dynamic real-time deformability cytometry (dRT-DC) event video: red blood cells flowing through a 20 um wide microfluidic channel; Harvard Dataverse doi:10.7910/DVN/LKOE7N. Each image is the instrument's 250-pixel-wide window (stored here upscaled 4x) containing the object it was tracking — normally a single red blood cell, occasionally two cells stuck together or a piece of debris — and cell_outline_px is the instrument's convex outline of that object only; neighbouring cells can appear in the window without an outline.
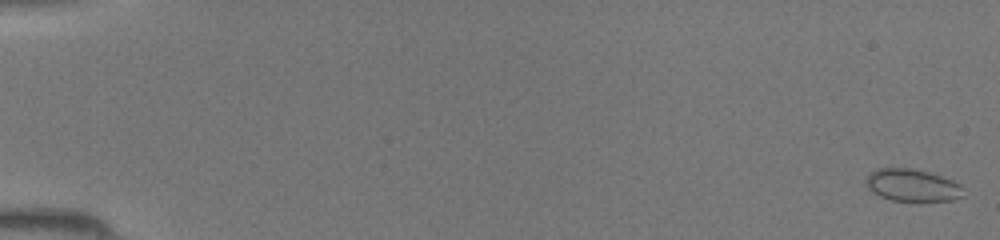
{"species": "common noctule bat (a hibernating species)", "species_latin": "Nyctalus noctula", "temperature_condition": "room temperature", "stored_images_in_passage": 1, "camera_frame_rate_fps": 3000, "um_per_image_px": 0.085, "animal": {"sex": "female", "body_mass_g": 19.5, "forearm_length_mm": 54.1}, "frame": {"image": 1, "passage_image": 1, "time_ms": 0.0, "image_size_px": [1000, 240], "cell_outline_px": [[964, 196], [952, 200], [892, 200], [880, 196], [872, 192], [868, 188], [864, 180], [876, 168], [908, 168], [928, 172], [952, 180], [960, 184], [964, 188]], "centroid_in_image_um": [77.55, 15.74], "position_along_channel_um": 7.5, "area_um2": 18.15}}